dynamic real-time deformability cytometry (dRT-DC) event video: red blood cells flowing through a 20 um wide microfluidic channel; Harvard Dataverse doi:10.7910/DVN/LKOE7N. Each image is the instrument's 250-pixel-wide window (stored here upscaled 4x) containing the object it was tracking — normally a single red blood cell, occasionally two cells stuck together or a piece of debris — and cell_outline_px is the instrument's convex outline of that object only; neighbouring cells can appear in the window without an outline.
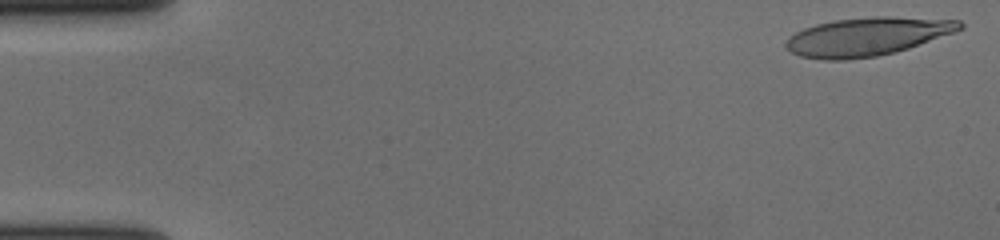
{"species": "human", "species_latin": "Homo sapiens", "temperature_condition": "cold", "stored_images_in_passage": 57, "camera_frame_rate_fps": 3000, "um_per_image_px": 0.085, "donor": {"sex": "female"}, "frame": {"image": 1, "passage_image": 2, "time_ms": 0.333, "image_size_px": [1000, 240], "cell_outline_px": [[964, 28], [956, 32], [896, 52], [876, 56], [848, 60], [824, 60], [800, 56], [784, 48], [784, 44], [796, 32], [804, 28], [816, 24], [836, 20], [872, 16], [888, 16], [960, 20], [964, 24]], "centroid_in_image_um": [73.74, 3.11], "position_along_channel_um": 11.3, "area_um2": 38.96}}
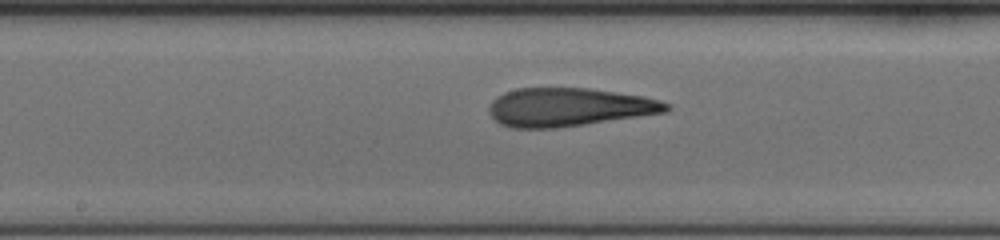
{"frame": {"image": 2, "passage_image": 30, "time_ms": 9.667, "image_size_px": [1000, 240], "cell_outline_px": [[672, 108], [668, 112], [556, 128], [512, 128], [500, 124], [488, 112], [488, 108], [492, 100], [496, 96], [504, 92], [516, 88], [588, 88], [644, 96], [660, 100], [672, 104]], "centroid_in_image_um": [48.36, 9.1], "position_along_channel_um": 199.8, "area_um2": 39.88}}
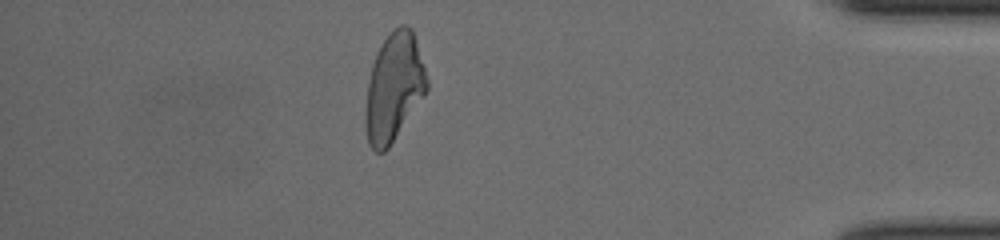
{"frame": {"image": 3, "passage_image": 50, "time_ms": 16.333, "image_size_px": [1000, 240], "cell_outline_px": [[428, 88], [424, 96], [388, 148], [384, 152], [376, 152], [368, 144], [364, 120], [364, 112], [368, 84], [372, 64], [376, 52], [380, 44], [392, 28], [400, 24], [404, 24], [412, 28], [428, 80]], "centroid_in_image_um": [33.46, 7.4], "position_along_channel_um": 401.7, "area_um2": 38.78}, "authors_computed_cell_mechanics": {"area_um2": 39.7086, "velocity_mm_per_s": 3.6464, "shape_relaxation_time_tau1_ms": null, "shape_relaxation_time_tau2_ms": 2.4174, "deformation_change_tau1": null, "deformation_change_tau2": 0.1225}}